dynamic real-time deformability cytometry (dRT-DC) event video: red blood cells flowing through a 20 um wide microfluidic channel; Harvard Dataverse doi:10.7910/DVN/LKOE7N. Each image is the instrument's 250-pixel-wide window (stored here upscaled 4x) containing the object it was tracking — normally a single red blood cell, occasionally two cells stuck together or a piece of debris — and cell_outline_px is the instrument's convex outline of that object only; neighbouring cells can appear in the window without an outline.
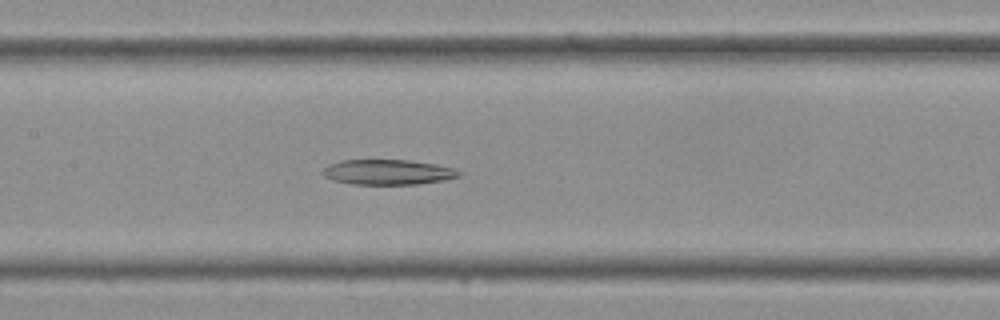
{"species": "Egyptian fruit bat (a non-hibernating species)", "species_latin": "Rousettus aegyptiacus", "temperature_condition": "cold", "stored_images_in_passage": 29, "camera_frame_rate_fps": 3000, "um_per_image_px": 0.085, "frame": {"image": 1, "passage_image": 13, "time_ms": 4.0, "image_size_px": [1000, 320], "cell_outline_px": [[460, 176], [444, 180], [416, 184], [352, 184], [332, 180], [324, 176], [320, 172], [328, 164], [340, 160], [408, 160], [436, 164], [456, 168], [460, 172]], "centroid_in_image_um": [32.94, 14.62], "position_along_channel_um": 174.5, "area_um2": 20.06}}
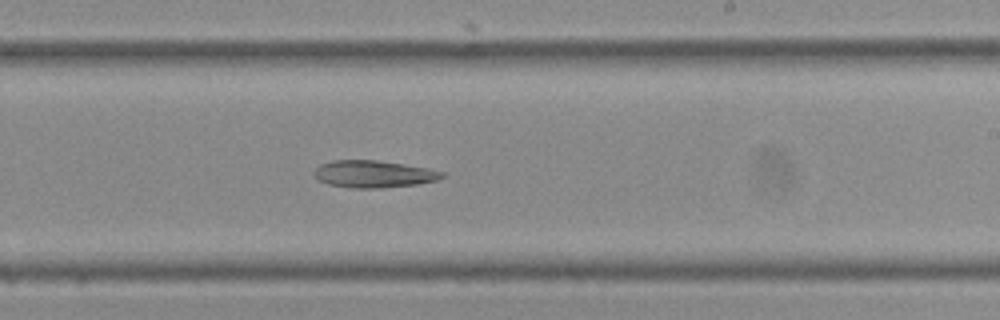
{"frame": {"image": 2, "passage_image": 18, "time_ms": 5.667, "image_size_px": [1000, 320], "cell_outline_px": [[444, 176], [436, 180], [416, 184], [380, 188], [352, 188], [328, 184], [320, 180], [312, 172], [320, 164], [332, 160], [376, 160], [404, 164], [428, 168], [444, 172]], "centroid_in_image_um": [31.74, 14.78], "position_along_channel_um": 257.3, "area_um2": 20.11}}
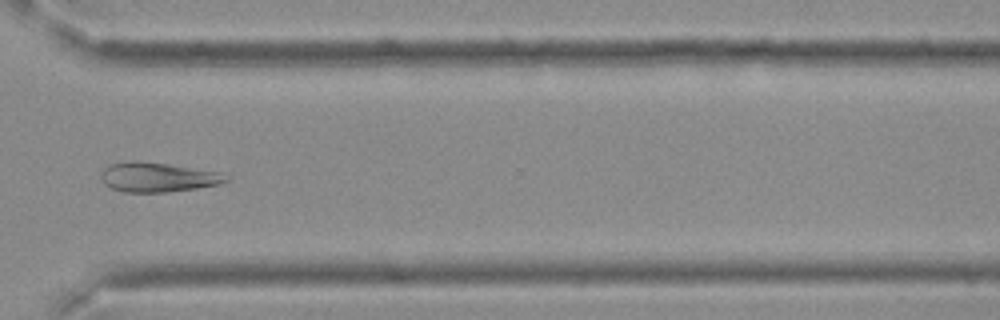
{"frame": {"image": 3, "passage_image": 24, "time_ms": 7.667, "image_size_px": [1000, 320], "cell_outline_px": [[232, 180], [220, 184], [196, 188], [168, 192], [124, 192], [112, 188], [104, 184], [100, 172], [108, 164], [132, 160], [136, 160], [168, 164], [220, 172], [232, 176]], "centroid_in_image_um": [13.44, 15.05], "position_along_channel_um": 357.2, "area_um2": 21.79}}